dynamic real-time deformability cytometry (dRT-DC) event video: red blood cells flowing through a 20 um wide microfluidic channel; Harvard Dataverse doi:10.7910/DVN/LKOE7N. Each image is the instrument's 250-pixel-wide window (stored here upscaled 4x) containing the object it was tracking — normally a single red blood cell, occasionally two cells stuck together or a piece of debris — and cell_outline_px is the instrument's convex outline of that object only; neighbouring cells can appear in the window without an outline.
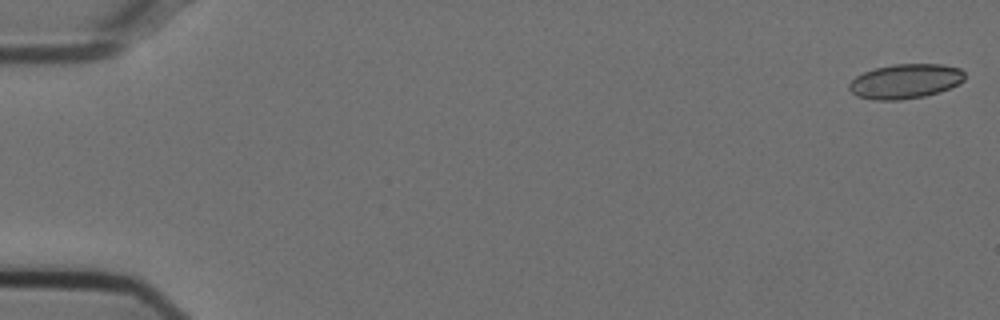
{"species": "Egyptian fruit bat (a non-hibernating species)", "species_latin": "Rousettus aegyptiacus", "temperature_condition": "cold", "stored_images_in_passage": 8, "camera_frame_rate_fps": 3000, "um_per_image_px": 0.085, "animal": {"sex": "female"}, "frame": {"image": 1, "passage_image": 1, "time_ms": 0.0, "image_size_px": [1000, 320], "cell_outline_px": [[964, 80], [960, 84], [940, 92], [924, 96], [900, 100], [876, 100], [856, 96], [848, 88], [848, 84], [856, 76], [864, 72], [876, 68], [892, 64], [944, 64], [960, 68], [964, 72]], "centroid_in_image_um": [76.97, 6.91], "position_along_channel_um": 8.0, "area_um2": 23.47}}